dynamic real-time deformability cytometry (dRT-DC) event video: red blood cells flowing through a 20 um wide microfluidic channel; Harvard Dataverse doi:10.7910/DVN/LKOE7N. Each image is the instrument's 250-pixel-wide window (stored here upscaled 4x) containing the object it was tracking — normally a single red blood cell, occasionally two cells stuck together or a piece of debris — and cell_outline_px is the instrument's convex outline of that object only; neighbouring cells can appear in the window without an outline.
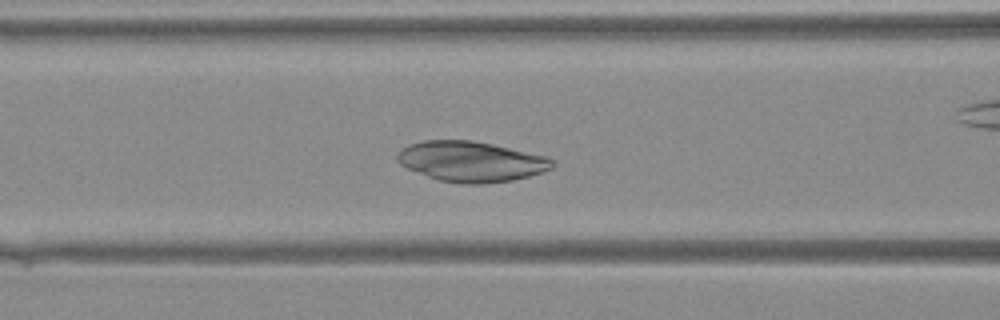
{"species": "Egyptian fruit bat (a non-hibernating species)", "species_latin": "Rousettus aegyptiacus", "temperature_condition": "warm", "stored_images_in_passage": 42, "camera_frame_rate_fps": 3000, "um_per_image_px": 0.085, "animal": {"sex": "female"}, "frame": {"image": 1, "passage_image": 17, "time_ms": 5.333, "image_size_px": [1000, 320], "cell_outline_px": [[556, 164], [552, 168], [528, 176], [512, 180], [480, 184], [464, 184], [440, 180], [428, 176], [408, 168], [400, 164], [396, 160], [396, 156], [408, 144], [424, 140], [472, 140], [492, 144], [548, 156]], "centroid_in_image_um": [40.06, 13.72], "position_along_channel_um": 126.5, "area_um2": 36.24}}
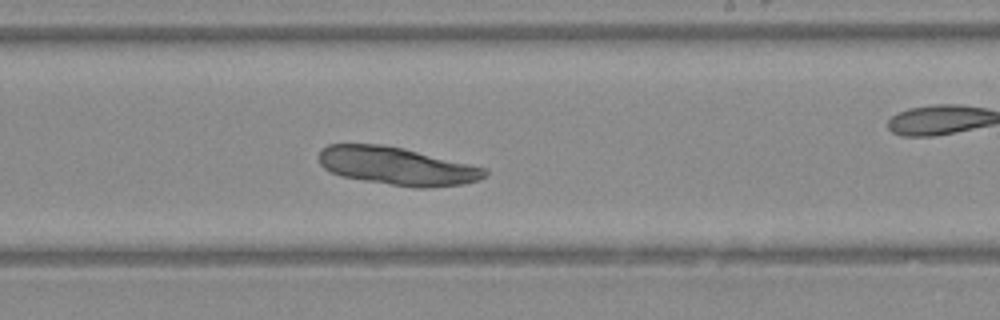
{"frame": {"image": 2, "passage_image": 25, "time_ms": 8.0, "image_size_px": [1000, 320], "cell_outline_px": [[488, 176], [464, 184], [424, 188], [416, 188], [364, 180], [340, 176], [324, 168], [320, 164], [320, 148], [328, 144], [384, 144], [404, 148], [488, 168]], "centroid_in_image_um": [33.77, 14.11], "position_along_channel_um": 255.2, "area_um2": 36.82}}
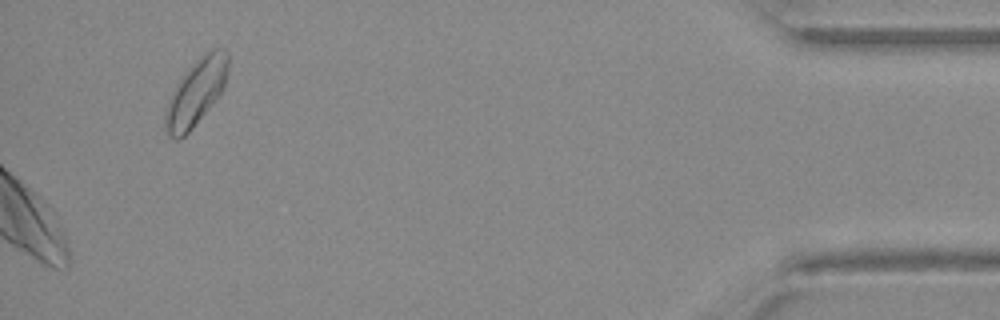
{"frame": {"image": 3, "passage_image": 42, "time_ms": 13.667, "image_size_px": [1000, 320], "cell_outline_px": [[228, 72], [224, 88], [212, 104], [192, 128], [180, 140], [176, 140], [164, 128], [164, 112], [172, 92], [176, 84], [184, 72], [204, 52], [212, 48], [224, 48], [228, 52]], "centroid_in_image_um": [16.67, 7.81], "position_along_channel_um": 418.5, "area_um2": 24.28}}